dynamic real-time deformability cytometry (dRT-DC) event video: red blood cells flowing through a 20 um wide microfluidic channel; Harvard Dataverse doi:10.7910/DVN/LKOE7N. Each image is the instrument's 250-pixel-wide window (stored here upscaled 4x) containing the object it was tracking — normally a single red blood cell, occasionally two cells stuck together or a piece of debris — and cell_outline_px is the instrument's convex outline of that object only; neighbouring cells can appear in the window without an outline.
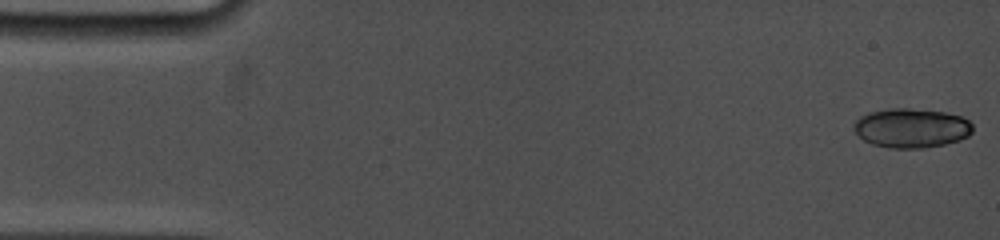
{"species": "common noctule bat (a hibernating species)", "species_latin": "Nyctalus noctula", "temperature_condition": "cold", "stored_images_in_passage": 20, "camera_frame_rate_fps": 5000, "um_per_image_px": 0.085, "animal": {"sex": "female", "body_mass_g": 19.0, "forearm_length_mm": 53.3}, "frame": {"image": 1, "passage_image": 1, "time_ms": 0.0, "image_size_px": [1000, 240], "cell_outline_px": [[972, 132], [968, 136], [960, 140], [944, 144], [924, 148], [888, 148], [872, 144], [864, 140], [856, 132], [852, 124], [860, 116], [868, 112], [892, 108], [908, 108], [948, 112], [960, 116], [968, 120], [972, 124]], "centroid_in_image_um": [77.47, 10.88], "position_along_channel_um": 7.5, "area_um2": 27.4}}
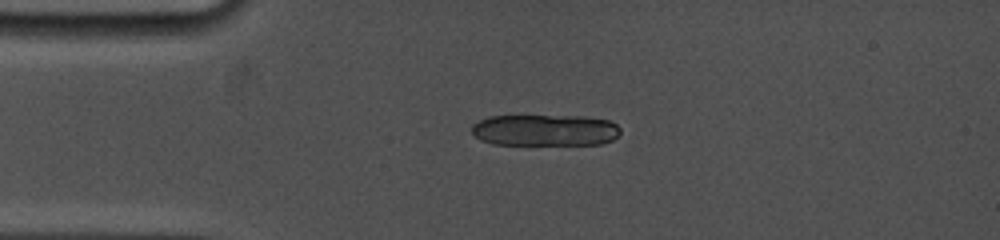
{"frame": {"image": 2, "passage_image": 17, "time_ms": 3.6, "image_size_px": [1000, 240], "cell_outline_px": [[620, 136], [612, 140], [600, 144], [492, 144], [480, 140], [472, 132], [472, 124], [488, 116], [584, 116], [608, 120], [616, 124], [620, 128]], "centroid_in_image_um": [46.34, 11.06], "position_along_channel_um": 38.7, "area_um2": 27.34}}